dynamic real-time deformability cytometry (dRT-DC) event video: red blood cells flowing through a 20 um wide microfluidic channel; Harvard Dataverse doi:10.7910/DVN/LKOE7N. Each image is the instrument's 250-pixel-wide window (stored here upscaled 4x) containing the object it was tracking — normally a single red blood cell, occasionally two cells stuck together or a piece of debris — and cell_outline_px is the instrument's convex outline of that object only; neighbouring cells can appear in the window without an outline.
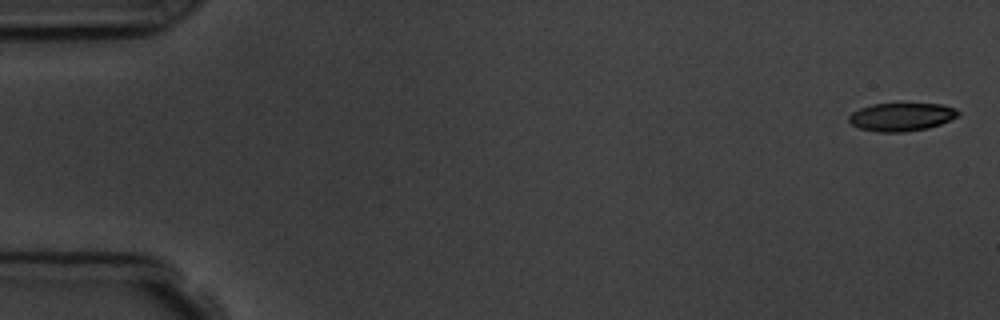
{"species": "common noctule bat (a hibernating species)", "species_latin": "Nyctalus noctula", "temperature_condition": "room temperature", "stored_images_in_passage": 5, "camera_frame_rate_fps": 3000, "um_per_image_px": 0.085, "animal": {"sex": "male", "body_mass_g": 19.5, "forearm_length_mm": 54.6}, "frame": {"image": 1, "passage_image": 1, "time_ms": 0.0, "image_size_px": [1000, 320], "cell_outline_px": [[960, 116], [940, 124], [928, 128], [904, 132], [876, 132], [860, 128], [852, 124], [848, 120], [848, 116], [852, 112], [860, 108], [872, 104], [944, 104], [956, 108], [960, 112]], "centroid_in_image_um": [76.65, 9.93], "position_along_channel_um": 8.3, "area_um2": 18.03}}
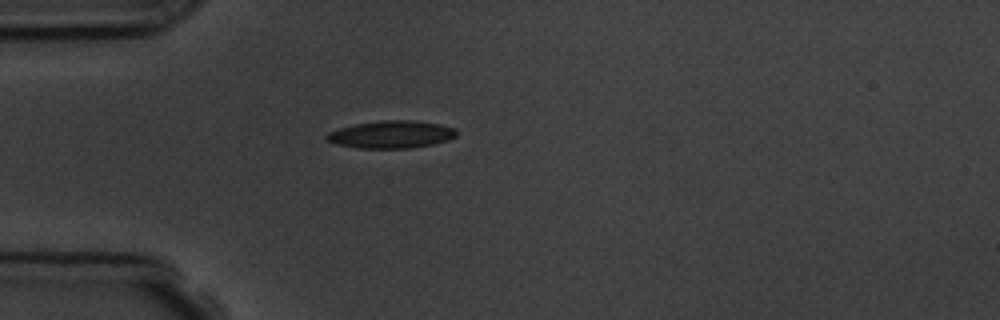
{"frame": {"image": 2, "passage_image": 5, "time_ms": 4.667, "image_size_px": [1000, 320], "cell_outline_px": [[456, 136], [448, 140], [432, 144], [412, 148], [356, 148], [336, 144], [324, 140], [324, 136], [328, 132], [340, 128], [356, 124], [380, 120], [412, 120], [440, 124], [456, 128]], "centroid_in_image_um": [33.23, 11.43], "position_along_channel_um": 51.8, "area_um2": 20.92}}